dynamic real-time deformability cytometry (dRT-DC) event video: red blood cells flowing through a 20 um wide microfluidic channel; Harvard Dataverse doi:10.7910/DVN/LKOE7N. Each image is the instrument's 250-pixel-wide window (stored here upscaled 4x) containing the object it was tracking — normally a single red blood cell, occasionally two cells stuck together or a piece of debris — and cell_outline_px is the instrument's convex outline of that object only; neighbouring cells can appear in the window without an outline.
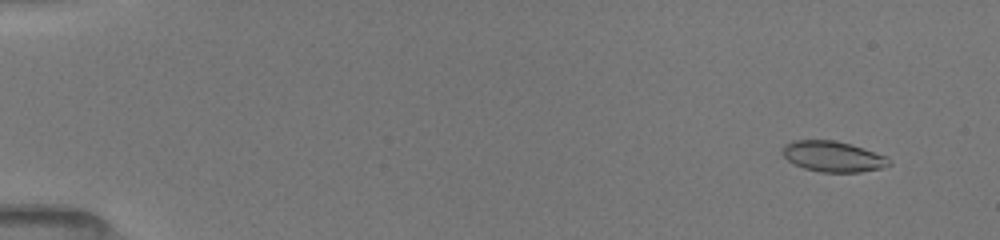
{"species": "common noctule bat (a hibernating species)", "species_latin": "Nyctalus noctula", "temperature_condition": "room temperature", "stored_images_in_passage": 39, "camera_frame_rate_fps": 3000, "um_per_image_px": 0.085, "animal": {"sex": "female", "body_mass_g": 19.5, "forearm_length_mm": 54.1}, "frame": {"image": 1, "passage_image": 3, "time_ms": 1.0, "image_size_px": [1000, 240], "cell_outline_px": [[892, 164], [880, 168], [860, 172], [820, 172], [804, 168], [788, 160], [784, 156], [784, 144], [792, 140], [836, 140], [888, 156], [892, 160]], "centroid_in_image_um": [70.84, 13.3], "position_along_channel_um": 14.2, "area_um2": 18.96}}
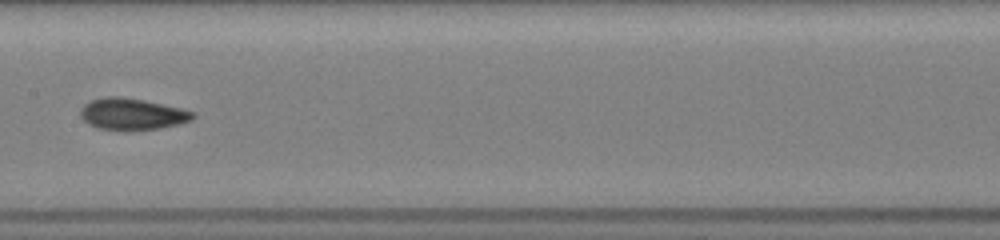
{"frame": {"image": 2, "passage_image": 23, "time_ms": 9.0, "image_size_px": [1000, 240], "cell_outline_px": [[196, 116], [192, 120], [180, 124], [160, 128], [132, 132], [124, 132], [96, 128], [88, 124], [80, 116], [80, 108], [84, 104], [92, 100], [108, 96], [120, 96], [144, 100], [180, 108], [196, 112]], "centroid_in_image_um": [11.23, 9.73], "position_along_channel_um": 196.2, "area_um2": 21.27}}
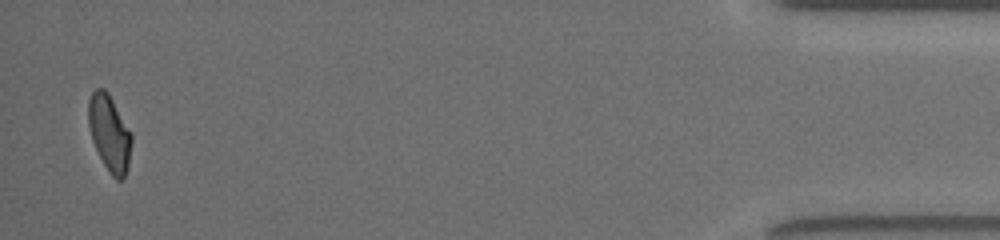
{"frame": {"image": 3, "passage_image": 39, "time_ms": 16.667, "image_size_px": [1000, 240], "cell_outline_px": [[132, 140], [128, 164], [124, 176], [120, 180], [116, 180], [112, 176], [104, 164], [92, 140], [88, 124], [88, 100], [92, 92], [96, 88], [104, 88], [108, 92], [132, 136]], "centroid_in_image_um": [9.28, 11.29], "position_along_channel_um": 425.9, "area_um2": 18.79}, "authors_computed_cell_mechanics": {"area_um2": 19.4786, "velocity_mm_per_s": 4.0076, "shape_relaxation_time_tau1_ms": 4.4377, "shape_relaxation_time_tau2_ms": 2.3536, "deformation_change_tau1": 0.1288, "deformation_change_tau2": 0.0547}}